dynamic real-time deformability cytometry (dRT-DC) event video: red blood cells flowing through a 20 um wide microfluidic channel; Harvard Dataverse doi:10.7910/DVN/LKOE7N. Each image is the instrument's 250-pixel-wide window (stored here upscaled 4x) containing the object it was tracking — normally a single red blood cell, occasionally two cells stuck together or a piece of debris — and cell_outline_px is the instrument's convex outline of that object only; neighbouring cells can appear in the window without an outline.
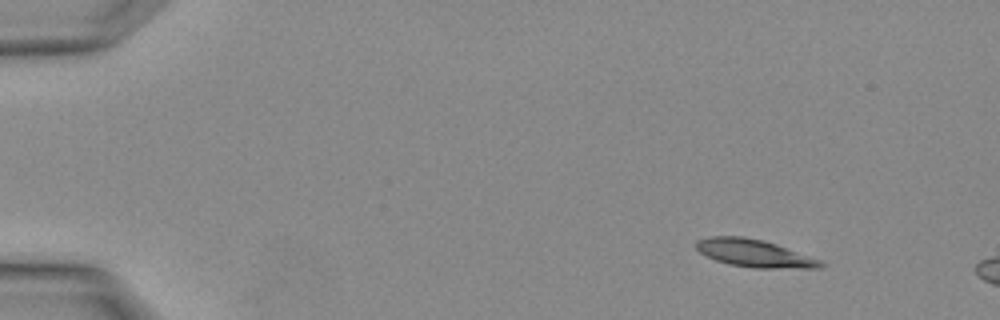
{"species": "Egyptian fruit bat (a non-hibernating species)", "species_latin": "Rousettus aegyptiacus", "temperature_condition": "warm", "stored_images_in_passage": 3, "camera_frame_rate_fps": 3000, "um_per_image_px": 0.085, "animal": {"sex": "female"}, "frame": {"image": 1, "passage_image": 1, "time_ms": 0.0, "image_size_px": [1000, 320], "cell_outline_px": [[828, 264], [824, 268], [756, 268], [728, 264], [704, 256], [696, 248], [696, 240], [708, 236], [744, 236], [764, 240], [776, 244], [820, 260]], "centroid_in_image_um": [64.11, 21.53], "position_along_channel_um": 20.9, "area_um2": 20.17}}